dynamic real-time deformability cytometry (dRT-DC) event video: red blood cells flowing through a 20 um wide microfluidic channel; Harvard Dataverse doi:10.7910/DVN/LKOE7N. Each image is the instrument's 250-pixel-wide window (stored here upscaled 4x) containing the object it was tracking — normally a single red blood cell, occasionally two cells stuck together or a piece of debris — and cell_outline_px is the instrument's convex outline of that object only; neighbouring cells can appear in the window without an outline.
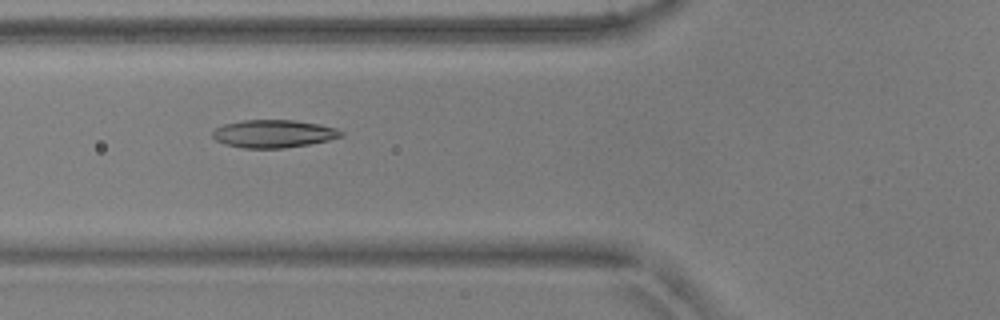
{"species": "common noctule bat (a hibernating species)", "species_latin": "Nyctalus noctula", "temperature_condition": "warm", "stored_images_in_passage": 43, "camera_frame_rate_fps": 3000, "um_per_image_px": 0.085, "animal": {"sex": "male", "body_mass_g": 17.9, "forearm_length_mm": 54.2}, "frame": {"image": 1, "passage_image": 11, "time_ms": 3.333, "image_size_px": [1000, 320], "cell_outline_px": [[344, 136], [328, 140], [308, 144], [284, 148], [244, 148], [224, 144], [216, 140], [212, 136], [212, 132], [216, 128], [224, 124], [244, 120], [296, 120], [320, 124], [336, 128], [344, 132]], "centroid_in_image_um": [23.27, 11.36], "position_along_channel_um": 102.5, "area_um2": 20.87}}
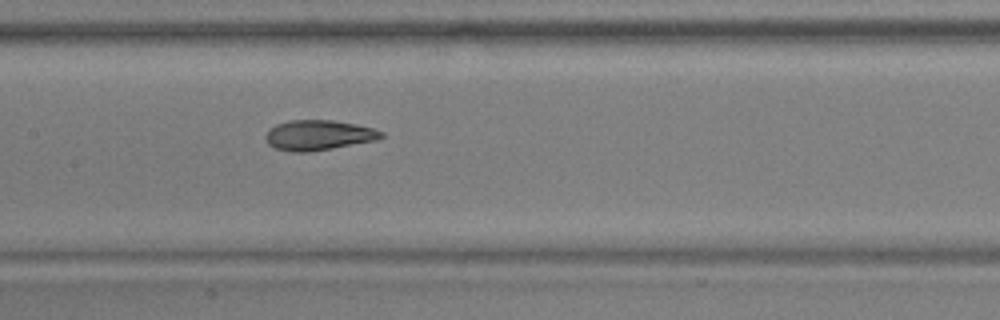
{"frame": {"image": 2, "passage_image": 17, "time_ms": 5.333, "image_size_px": [1000, 320], "cell_outline_px": [[384, 136], [376, 140], [332, 148], [308, 152], [292, 152], [276, 148], [268, 144], [264, 136], [268, 128], [276, 124], [288, 120], [332, 120], [356, 124], [372, 128], [384, 132]], "centroid_in_image_um": [27.04, 11.48], "position_along_channel_um": 180.4, "area_um2": 20.35}}
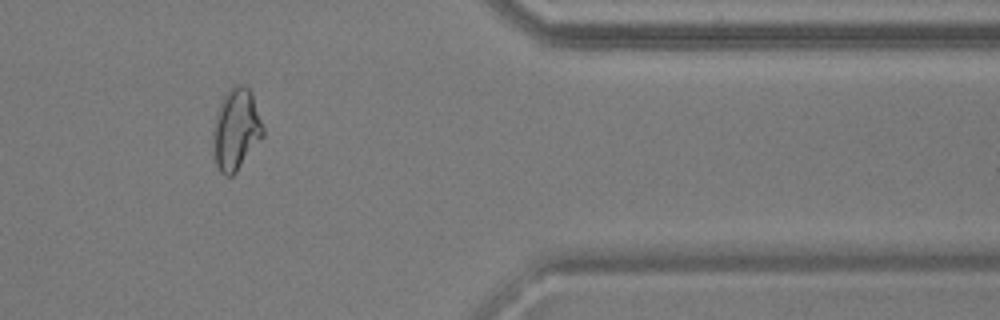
{"frame": {"image": 3, "passage_image": 35, "time_ms": 11.333, "image_size_px": [1000, 320], "cell_outline_px": [[264, 136], [236, 172], [232, 176], [224, 176], [220, 172], [216, 164], [212, 152], [212, 132], [216, 116], [220, 104], [228, 88], [232, 84], [244, 84], [252, 92], [264, 128]], "centroid_in_image_um": [20.06, 11.0], "position_along_channel_um": 391.3, "area_um2": 24.1}, "authors_computed_cell_mechanics": {"area_um2": 20.8658, "velocity_mm_per_s": 3.862, "shape_relaxation_time_tau1_ms": 8.1836, "shape_relaxation_time_tau2_ms": 1.8055, "deformation_change_tau1": 0.2343, "deformation_change_tau2": 0.0801}}